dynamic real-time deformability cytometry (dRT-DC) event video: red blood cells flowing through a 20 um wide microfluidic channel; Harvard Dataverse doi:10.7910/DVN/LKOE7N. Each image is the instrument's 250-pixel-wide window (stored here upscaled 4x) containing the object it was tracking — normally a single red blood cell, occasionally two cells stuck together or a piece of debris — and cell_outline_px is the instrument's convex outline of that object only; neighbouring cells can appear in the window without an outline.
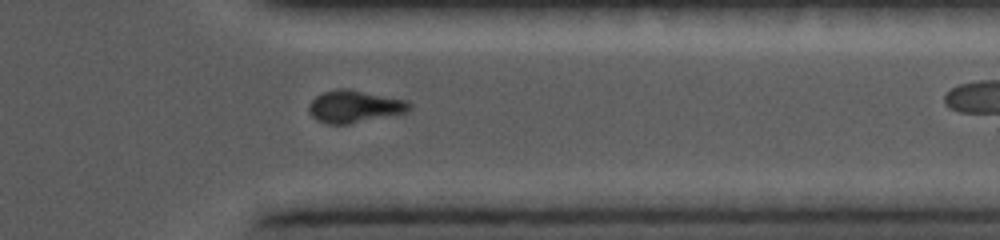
{"species": "common noctule bat (a hibernating species)", "species_latin": "Nyctalus noctula", "temperature_condition": "cold", "stored_images_in_passage": 15, "camera_frame_rate_fps": 5000, "um_per_image_px": 0.085, "animal": {"sex": "female", "body_mass_g": 19.0, "forearm_length_mm": 56.7}, "frame": {"image": 1, "passage_image": 13, "time_ms": 11.6, "image_size_px": [1000, 240], "cell_outline_px": [[412, 104], [408, 112], [348, 124], [328, 124], [316, 120], [308, 112], [308, 104], [316, 96], [324, 92], [336, 88], [348, 88], [408, 100]], "centroid_in_image_um": [30.13, 9.04], "position_along_channel_um": 381.3, "area_um2": 19.13}}